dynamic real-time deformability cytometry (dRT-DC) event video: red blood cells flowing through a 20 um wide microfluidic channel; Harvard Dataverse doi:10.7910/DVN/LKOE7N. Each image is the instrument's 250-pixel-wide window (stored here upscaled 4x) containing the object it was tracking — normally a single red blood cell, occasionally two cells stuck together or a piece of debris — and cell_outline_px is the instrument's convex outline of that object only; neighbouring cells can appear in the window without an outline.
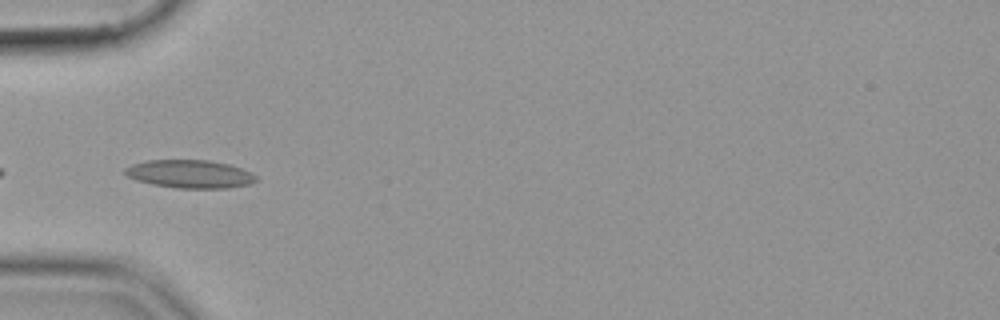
{"species": "common noctule bat (a hibernating species)", "species_latin": "Nyctalus noctula", "temperature_condition": "cold", "stored_images_in_passage": 33, "camera_frame_rate_fps": 3000, "um_per_image_px": 0.085, "animal": {"sex": "female", "body_mass_g": 19.9}, "frame": {"image": 1, "passage_image": 1, "time_ms": 0.0, "image_size_px": [1000, 320], "cell_outline_px": [[256, 180], [248, 184], [228, 188], [176, 188], [152, 184], [136, 180], [128, 176], [124, 172], [124, 168], [132, 164], [148, 160], [208, 160], [228, 164], [240, 168], [256, 176]], "centroid_in_image_um": [16.09, 14.79], "position_along_channel_um": 68.9, "area_um2": 21.27}}
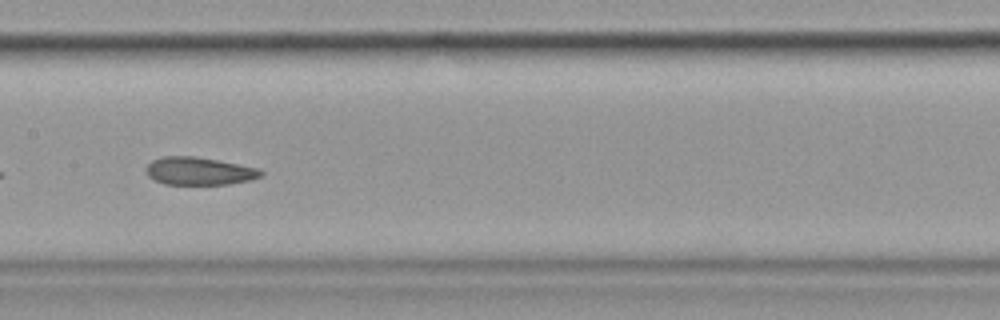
{"frame": {"image": 2, "passage_image": 11, "time_ms": 3.333, "image_size_px": [1000, 320], "cell_outline_px": [[264, 176], [252, 180], [228, 184], [164, 184], [148, 176], [148, 164], [152, 160], [164, 156], [196, 156], [256, 168], [264, 172]], "centroid_in_image_um": [16.96, 14.54], "position_along_channel_um": 190.4, "area_um2": 18.38}}
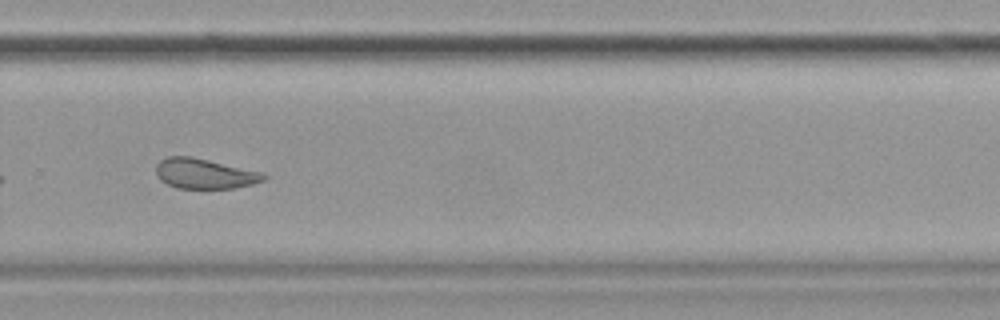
{"frame": {"image": 3, "passage_image": 21, "time_ms": 6.667, "image_size_px": [1000, 320], "cell_outline_px": [[268, 176], [264, 180], [252, 184], [232, 188], [176, 188], [160, 180], [156, 172], [156, 164], [160, 160], [168, 156], [192, 156], [260, 172]], "centroid_in_image_um": [17.35, 14.75], "position_along_channel_um": 312.5, "area_um2": 18.73}}